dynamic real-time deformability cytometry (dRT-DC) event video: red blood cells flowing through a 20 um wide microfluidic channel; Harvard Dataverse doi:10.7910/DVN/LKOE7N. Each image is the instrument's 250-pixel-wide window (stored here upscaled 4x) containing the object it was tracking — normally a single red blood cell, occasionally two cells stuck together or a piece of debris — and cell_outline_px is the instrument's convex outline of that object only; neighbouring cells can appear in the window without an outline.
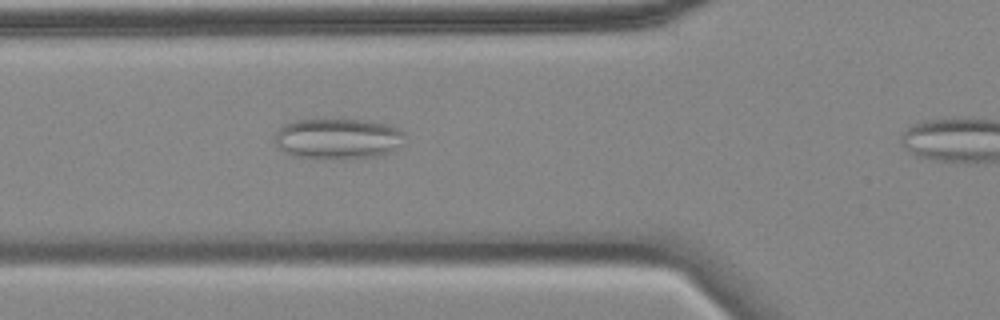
{"species": "common noctule bat (a hibernating species)", "species_latin": "Nyctalus noctula", "temperature_condition": "cold", "stored_images_in_passage": 39, "camera_frame_rate_fps": 3000, "um_per_image_px": 0.085, "animal": {"sex": "female", "body_mass_g": 18.4}, "frame": {"image": 1, "passage_image": 12, "time_ms": 3.667, "image_size_px": [1000, 320], "cell_outline_px": [[404, 136], [400, 148], [376, 156], [340, 160], [292, 156], [284, 152], [276, 144], [276, 132], [284, 124], [296, 120], [340, 116], [368, 120], [388, 124], [400, 128], [404, 132]], "centroid_in_image_um": [28.74, 11.75], "position_along_channel_um": 97.1, "area_um2": 32.14}}